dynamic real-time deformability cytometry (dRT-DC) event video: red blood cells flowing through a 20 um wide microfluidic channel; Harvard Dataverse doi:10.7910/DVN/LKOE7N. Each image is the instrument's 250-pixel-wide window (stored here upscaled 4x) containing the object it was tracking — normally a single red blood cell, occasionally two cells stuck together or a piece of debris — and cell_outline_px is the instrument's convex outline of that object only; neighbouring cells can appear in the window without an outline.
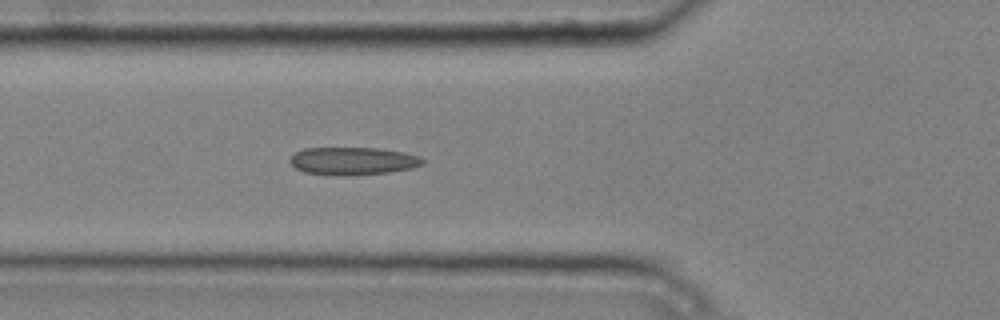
{"species": "common noctule bat (a hibernating species)", "species_latin": "Nyctalus noctula", "temperature_condition": "cold", "stored_images_in_passage": 5, "camera_frame_rate_fps": 3000, "um_per_image_px": 0.085, "animal": {"sex": "male", "body_mass_g": 20.4}, "frame": {"image": 1, "passage_image": 5, "time_ms": 1.333, "image_size_px": [1000, 320], "cell_outline_px": [[424, 164], [412, 168], [388, 172], [348, 176], [336, 176], [304, 172], [296, 168], [288, 160], [296, 152], [304, 148], [380, 148], [404, 152], [420, 156], [424, 160]], "centroid_in_image_um": [30.01, 13.69], "position_along_channel_um": 95.8, "area_um2": 21.62}}